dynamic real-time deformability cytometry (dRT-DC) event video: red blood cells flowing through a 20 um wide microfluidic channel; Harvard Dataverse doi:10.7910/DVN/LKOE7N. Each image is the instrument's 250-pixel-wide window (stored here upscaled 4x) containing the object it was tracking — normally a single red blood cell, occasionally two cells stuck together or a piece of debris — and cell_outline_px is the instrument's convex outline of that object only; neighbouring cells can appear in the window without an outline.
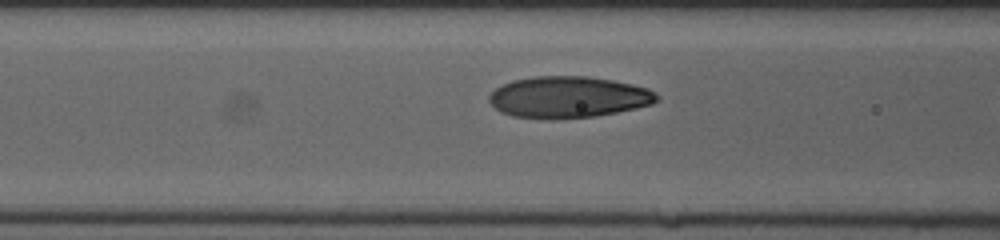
{"species": "human", "species_latin": "Homo sapiens", "temperature_condition": "cold", "stored_images_in_passage": 16, "camera_frame_rate_fps": 3000, "um_per_image_px": 0.085, "donor": {"sex": "female"}, "frame": {"image": 1, "passage_image": 14, "time_ms": 4.333, "image_size_px": [1000, 240], "cell_outline_px": [[660, 100], [652, 104], [636, 108], [596, 116], [512, 116], [500, 112], [488, 100], [488, 96], [496, 88], [512, 80], [536, 76], [584, 76], [612, 80], [632, 84], [648, 88], [660, 96]], "centroid_in_image_um": [48.35, 8.21], "position_along_channel_um": 118.2, "area_um2": 39.54}}